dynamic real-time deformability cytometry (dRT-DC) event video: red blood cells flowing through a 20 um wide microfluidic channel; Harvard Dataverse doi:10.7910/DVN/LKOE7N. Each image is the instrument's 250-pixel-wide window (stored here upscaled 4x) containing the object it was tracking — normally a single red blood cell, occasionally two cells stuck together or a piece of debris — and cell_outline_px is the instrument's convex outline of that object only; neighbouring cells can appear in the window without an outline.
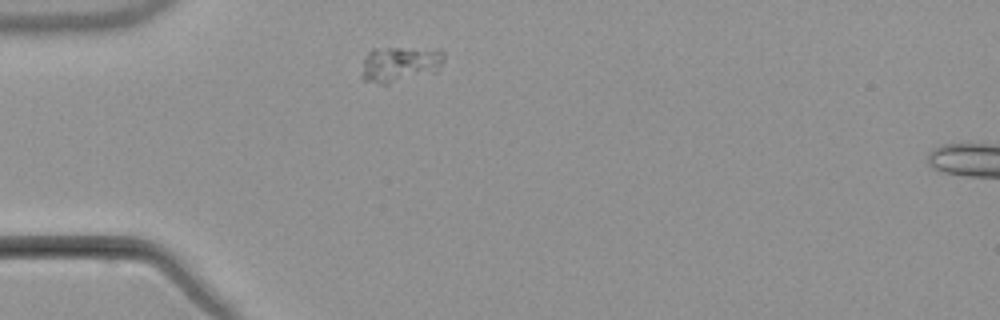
{"species": "common noctule bat (a hibernating species)", "species_latin": "Nyctalus noctula", "temperature_condition": "warm", "stored_images_in_passage": 1, "camera_frame_rate_fps": 3000, "um_per_image_px": 0.085, "animal": {"sex": "male", "body_mass_g": 21.5, "forearm_length_mm": 52.0}, "frame": {"image": 1, "passage_image": 1, "time_ms": 0.0, "image_size_px": [1000, 320], "cell_outline_px": [[444, 60], [436, 72], [388, 84], [380, 84], [364, 80], [360, 76], [364, 56], [372, 48], [440, 48], [444, 52]], "centroid_in_image_um": [33.99, 5.44], "position_along_channel_um": 51.0, "area_um2": 17.51}}